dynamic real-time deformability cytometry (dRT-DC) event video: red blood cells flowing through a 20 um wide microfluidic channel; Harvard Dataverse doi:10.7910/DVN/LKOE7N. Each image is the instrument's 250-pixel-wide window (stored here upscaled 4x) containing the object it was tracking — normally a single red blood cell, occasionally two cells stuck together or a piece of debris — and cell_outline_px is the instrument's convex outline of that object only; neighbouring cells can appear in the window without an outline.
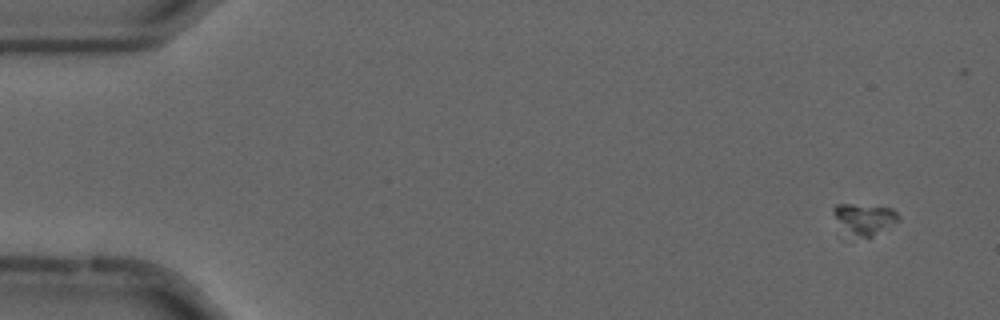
{"species": "common noctule bat (a hibernating species)", "species_latin": "Nyctalus noctula", "temperature_condition": "cold", "stored_images_in_passage": 13, "camera_frame_rate_fps": 3000, "um_per_image_px": 0.085, "animal": {"sex": "male", "forearm_length_mm": 52.5}, "frame": {"image": 1, "passage_image": 4, "time_ms": 1.0, "image_size_px": [1000, 320], "cell_outline_px": [[900, 220], [868, 240], [844, 232], [832, 208], [836, 204], [852, 204], [892, 208], [900, 216]], "centroid_in_image_um": [73.52, 18.64], "position_along_channel_um": 11.5, "area_um2": 11.85}}